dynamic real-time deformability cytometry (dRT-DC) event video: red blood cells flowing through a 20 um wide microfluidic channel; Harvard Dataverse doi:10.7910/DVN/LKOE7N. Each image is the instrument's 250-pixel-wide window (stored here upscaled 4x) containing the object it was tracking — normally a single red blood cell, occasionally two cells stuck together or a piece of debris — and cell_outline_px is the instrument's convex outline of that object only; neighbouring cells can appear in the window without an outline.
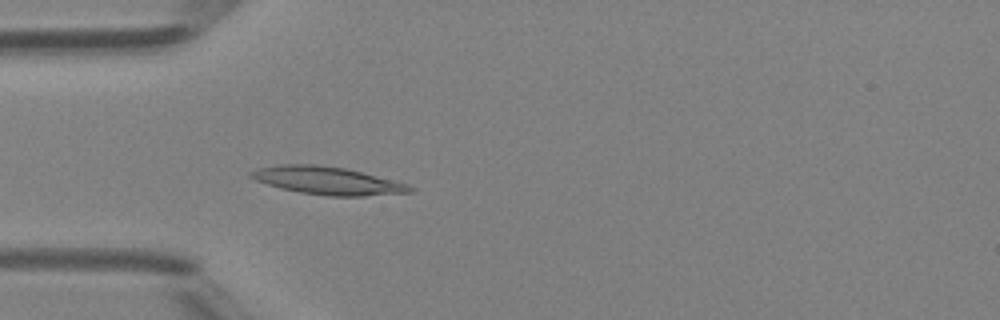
{"species": "Egyptian fruit bat (a non-hibernating species)", "species_latin": "Rousettus aegyptiacus", "temperature_condition": "room temperature", "stored_images_in_passage": 47, "camera_frame_rate_fps": 3000, "um_per_image_px": 0.085, "animal": {"sex": "female"}, "frame": {"image": 1, "passage_image": 14, "time_ms": 4.333, "image_size_px": [1000, 320], "cell_outline_px": [[416, 188], [412, 192], [364, 196], [328, 196], [300, 192], [280, 188], [256, 180], [248, 176], [248, 172], [256, 168], [280, 164], [312, 164], [344, 168], [408, 184]], "centroid_in_image_um": [27.8, 15.35], "position_along_channel_um": 57.2, "area_um2": 25.61}}
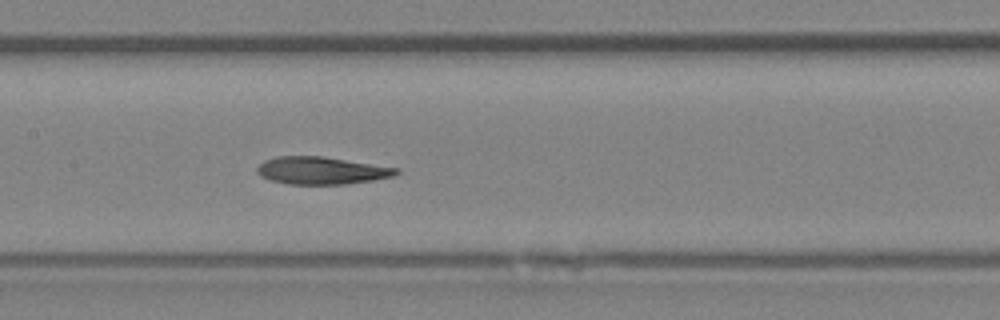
{"frame": {"image": 2, "passage_image": 23, "time_ms": 7.333, "image_size_px": [1000, 320], "cell_outline_px": [[400, 172], [396, 176], [372, 180], [344, 184], [288, 184], [272, 180], [260, 176], [256, 172], [256, 168], [264, 160], [276, 156], [324, 156], [400, 168]], "centroid_in_image_um": [27.35, 14.49], "position_along_channel_um": 180.1, "area_um2": 22.43}}
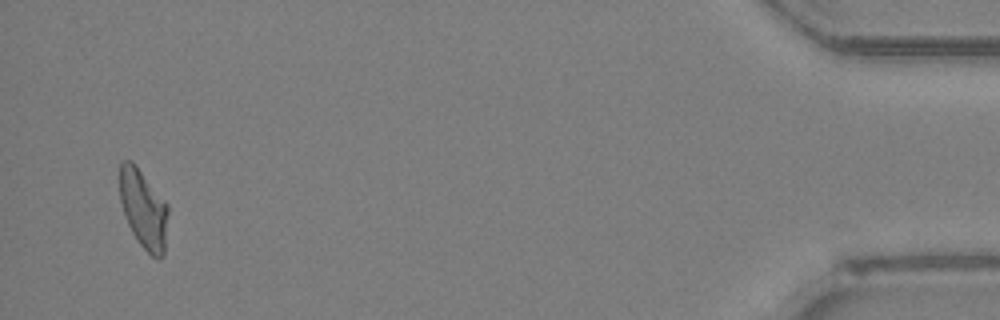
{"frame": {"image": 3, "passage_image": 46, "time_ms": 15.0, "image_size_px": [1000, 320], "cell_outline_px": [[168, 212], [164, 256], [160, 260], [156, 260], [136, 240], [124, 216], [120, 200], [120, 160], [132, 160], [168, 204]], "centroid_in_image_um": [12.2, 17.79], "position_along_channel_um": 423.0, "area_um2": 22.43}, "authors_computed_cell_mechanics": {"area_um2": 22.9466, "velocity_mm_per_s": 4.2713, "shape_relaxation_time_tau1_ms": 4.2219, "shape_relaxation_time_tau2_ms": 5.1546, "deformation_change_tau1": 0.1552, "deformation_change_tau2": 0.1413}}